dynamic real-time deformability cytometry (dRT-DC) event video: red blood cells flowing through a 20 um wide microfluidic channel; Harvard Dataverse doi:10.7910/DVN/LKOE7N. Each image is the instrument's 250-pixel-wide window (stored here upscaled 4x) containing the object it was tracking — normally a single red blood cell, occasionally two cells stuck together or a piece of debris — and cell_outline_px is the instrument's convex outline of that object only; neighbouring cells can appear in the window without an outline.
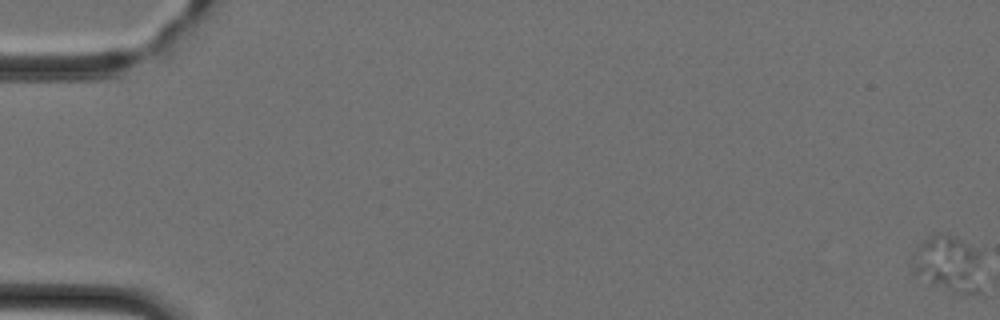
{"species": "Egyptian fruit bat (a non-hibernating species)", "species_latin": "Rousettus aegyptiacus", "temperature_condition": "cold", "stored_images_in_passage": 13, "camera_frame_rate_fps": 3000, "um_per_image_px": 0.085, "animal": {"sex": "female"}, "frame": {"image": 1, "passage_image": 1, "time_ms": 0.0, "image_size_px": [1000, 320], "cell_outline_px": [[980, 292], [956, 292], [916, 272], [916, 248], [928, 236], [940, 232], [952, 236], [968, 244], [980, 252]], "centroid_in_image_um": [80.7, 22.34], "position_along_channel_um": 4.3, "area_um2": 21.33}}